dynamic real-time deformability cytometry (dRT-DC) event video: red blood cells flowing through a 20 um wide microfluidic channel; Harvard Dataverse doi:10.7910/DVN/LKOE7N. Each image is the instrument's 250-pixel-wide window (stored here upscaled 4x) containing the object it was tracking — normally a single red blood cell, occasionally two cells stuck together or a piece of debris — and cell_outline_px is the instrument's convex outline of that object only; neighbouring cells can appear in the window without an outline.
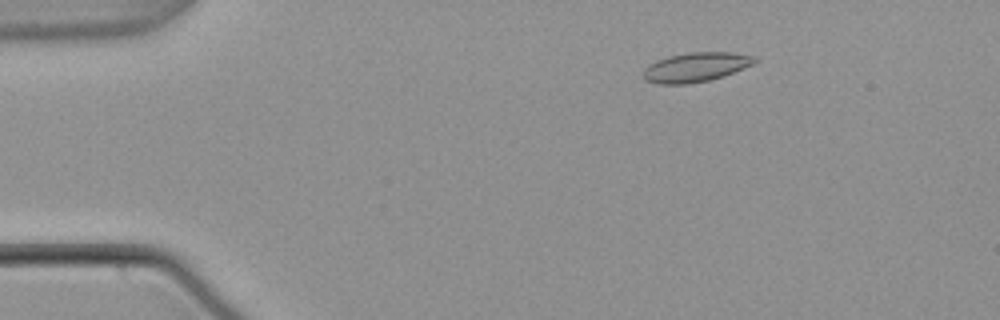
{"species": "common noctule bat (a hibernating species)", "species_latin": "Nyctalus noctula", "temperature_condition": "warm", "stored_images_in_passage": 55, "camera_frame_rate_fps": 3000, "um_per_image_px": 0.085, "animal": {"sex": "male", "body_mass_g": 21.5, "forearm_length_mm": 52.0}, "frame": {"image": 1, "passage_image": 9, "time_ms": 2.667, "image_size_px": [1000, 320], "cell_outline_px": [[760, 60], [744, 68], [724, 76], [708, 80], [688, 84], [656, 84], [644, 80], [644, 68], [648, 64], [656, 60], [668, 56], [688, 52], [732, 52], [756, 56]], "centroid_in_image_um": [59.14, 5.7], "position_along_channel_um": 25.9, "area_um2": 19.31}}
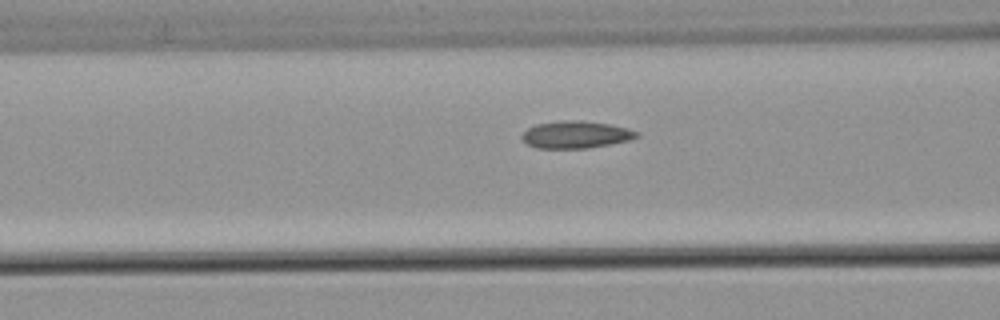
{"frame": {"image": 2, "passage_image": 22, "time_ms": 7.0, "image_size_px": [1000, 320], "cell_outline_px": [[640, 136], [628, 140], [612, 144], [588, 148], [536, 148], [528, 144], [520, 136], [528, 128], [536, 124], [560, 120], [580, 120], [608, 124], [628, 128], [640, 132]], "centroid_in_image_um": [48.96, 11.44], "position_along_channel_um": 117.6, "area_um2": 18.26}}
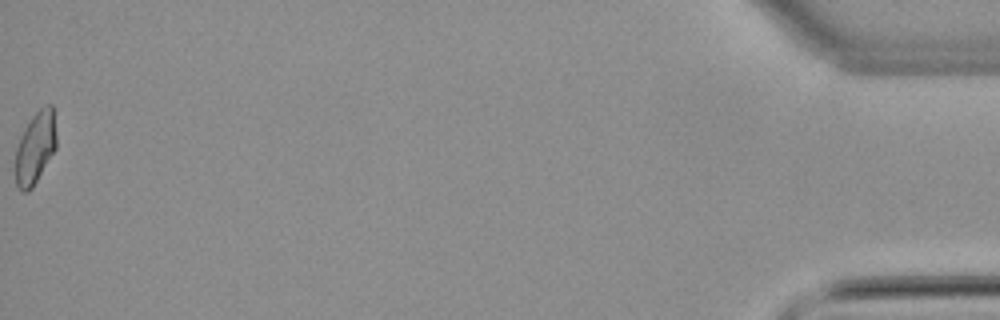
{"frame": {"image": 3, "passage_image": 55, "time_ms": 18.0, "image_size_px": [1000, 320], "cell_outline_px": [[56, 148], [32, 188], [28, 192], [20, 192], [16, 184], [16, 148], [20, 136], [24, 128], [32, 116], [40, 108], [48, 104], [52, 104], [56, 136]], "centroid_in_image_um": [2.99, 12.57], "position_along_channel_um": 432.2, "area_um2": 17.11}, "authors_computed_cell_mechanics": {"area_um2": 17.8024, "velocity_mm_per_s": 3.7788, "shape_relaxation_time_tau1_ms": null, "shape_relaxation_time_tau2_ms": 2.1234, "deformation_change_tau1": null, "deformation_change_tau2": 0.0835}}